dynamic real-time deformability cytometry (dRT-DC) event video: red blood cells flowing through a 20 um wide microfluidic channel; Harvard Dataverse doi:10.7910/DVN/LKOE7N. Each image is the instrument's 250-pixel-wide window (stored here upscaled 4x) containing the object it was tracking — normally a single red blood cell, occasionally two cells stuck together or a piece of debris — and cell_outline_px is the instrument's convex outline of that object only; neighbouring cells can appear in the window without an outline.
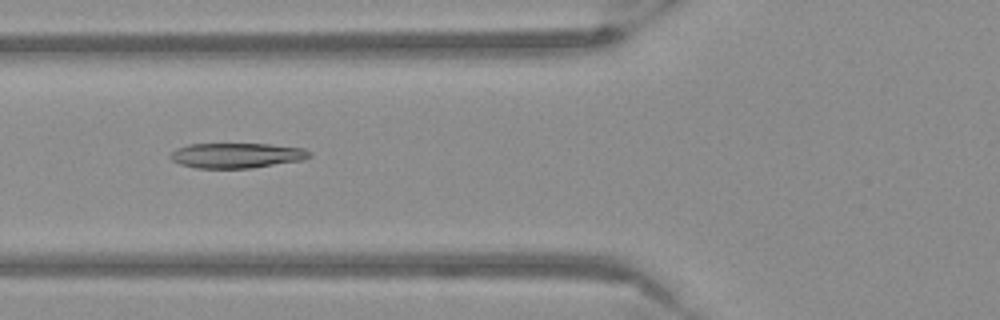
{"species": "Egyptian fruit bat (a non-hibernating species)", "species_latin": "Rousettus aegyptiacus", "temperature_condition": "warm", "stored_images_in_passage": 54, "camera_frame_rate_fps": 3000, "um_per_image_px": 0.085, "frame": {"image": 1, "passage_image": 21, "time_ms": 6.667, "image_size_px": [1000, 320], "cell_outline_px": [[312, 156], [304, 160], [252, 168], [196, 168], [180, 164], [172, 160], [168, 156], [176, 148], [188, 144], [268, 144], [304, 148], [312, 152]], "centroid_in_image_um": [20.14, 13.21], "position_along_channel_um": 105.7, "area_um2": 20.52}}
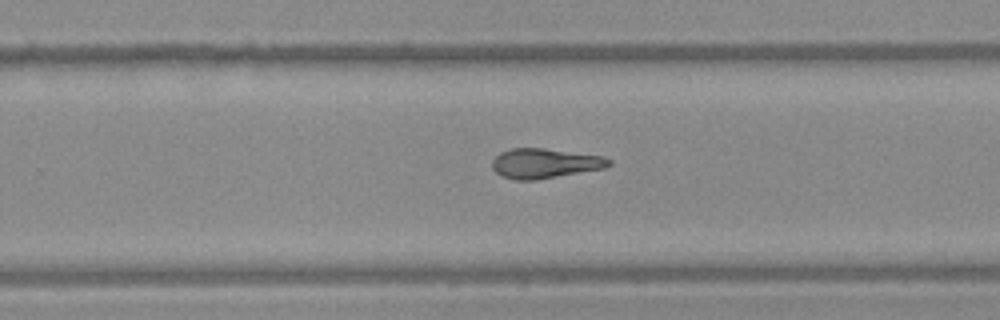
{"frame": {"image": 2, "passage_image": 35, "time_ms": 11.333, "image_size_px": [1000, 320], "cell_outline_px": [[612, 164], [604, 168], [536, 180], [516, 180], [500, 176], [492, 168], [492, 160], [500, 152], [512, 148], [544, 148], [604, 156], [612, 160]], "centroid_in_image_um": [46.3, 13.88], "position_along_channel_um": 283.5, "area_um2": 20.35}}
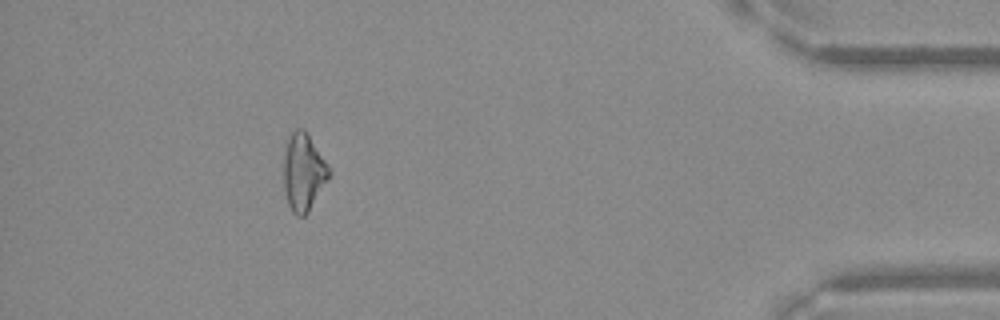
{"frame": {"image": 3, "passage_image": 49, "time_ms": 16.0, "image_size_px": [1000, 320], "cell_outline_px": [[328, 176], [308, 212], [304, 216], [296, 216], [292, 212], [288, 204], [284, 188], [284, 156], [288, 140], [292, 132], [296, 128], [304, 128], [328, 164]], "centroid_in_image_um": [25.76, 14.62], "position_along_channel_um": 409.4, "area_um2": 19.88}}